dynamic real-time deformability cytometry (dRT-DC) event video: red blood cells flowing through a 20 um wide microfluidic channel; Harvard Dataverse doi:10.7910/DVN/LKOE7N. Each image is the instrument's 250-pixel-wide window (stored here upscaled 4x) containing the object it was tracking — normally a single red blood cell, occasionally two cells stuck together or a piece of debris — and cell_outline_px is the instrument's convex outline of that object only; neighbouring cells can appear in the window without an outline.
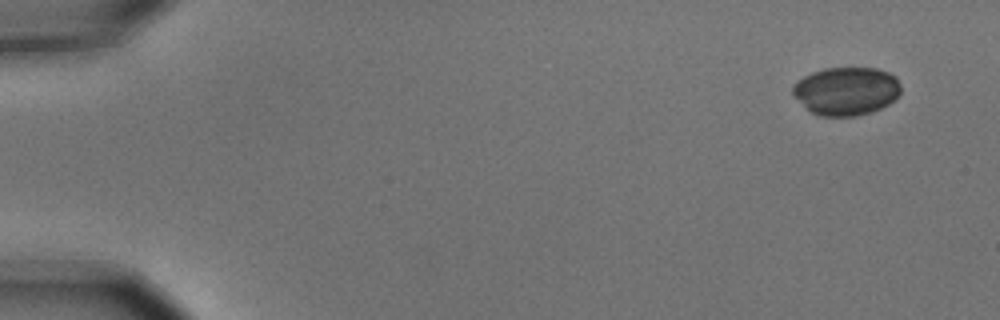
{"species": "common noctule bat (a hibernating species)", "species_latin": "Nyctalus noctula", "temperature_condition": "cold", "stored_images_in_passage": 6, "camera_frame_rate_fps": 3000, "um_per_image_px": 0.085, "animal": {"sex": "male", "body_mass_g": 15.6}, "frame": {"image": 1, "passage_image": 1, "time_ms": 0.0, "image_size_px": [1000, 320], "cell_outline_px": [[900, 96], [896, 100], [872, 112], [856, 116], [820, 116], [812, 112], [792, 96], [792, 84], [796, 80], [812, 72], [824, 68], [876, 68], [888, 72], [896, 76], [900, 84]], "centroid_in_image_um": [71.93, 7.73], "position_along_channel_um": 13.1, "area_um2": 30.75}}
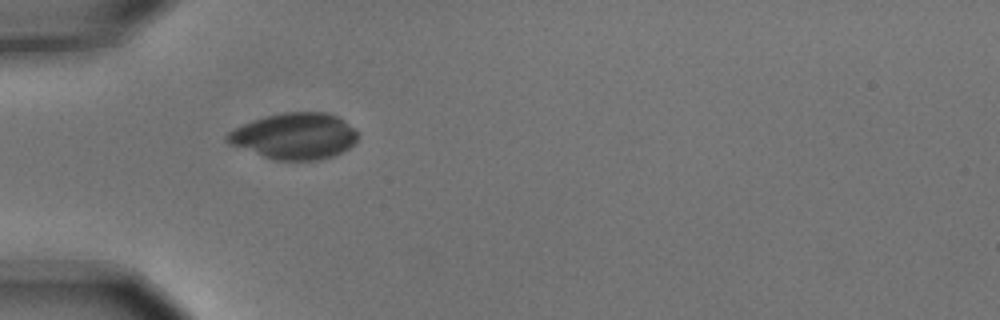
{"frame": {"image": 2, "passage_image": 5, "time_ms": 1.333, "image_size_px": [1000, 320], "cell_outline_px": [[360, 136], [348, 148], [332, 156], [320, 160], [272, 160], [232, 144], [224, 140], [224, 136], [228, 132], [252, 120], [264, 116], [284, 112], [328, 112], [344, 120]], "centroid_in_image_um": [25.03, 11.56], "position_along_channel_um": 60.0, "area_um2": 34.97}}